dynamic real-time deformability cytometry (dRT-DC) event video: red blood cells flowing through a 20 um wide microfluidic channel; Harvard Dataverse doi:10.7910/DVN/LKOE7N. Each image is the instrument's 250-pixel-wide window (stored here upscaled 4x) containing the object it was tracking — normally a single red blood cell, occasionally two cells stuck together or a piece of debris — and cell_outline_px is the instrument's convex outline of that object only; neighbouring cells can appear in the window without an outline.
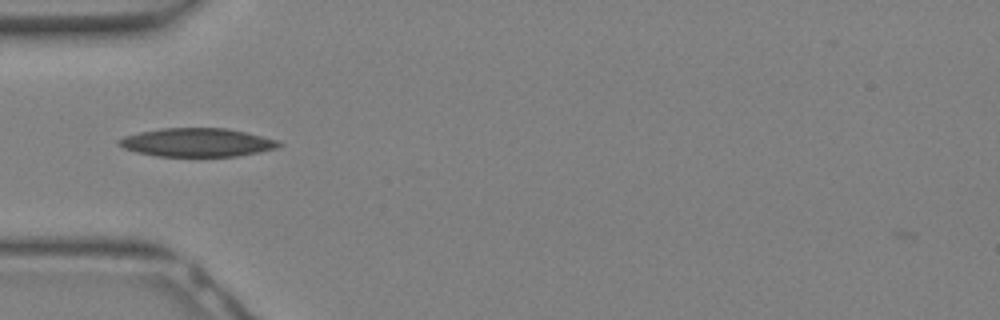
{"species": "Egyptian fruit bat (a non-hibernating species)", "species_latin": "Rousettus aegyptiacus", "temperature_condition": "warm", "stored_images_in_passage": 8, "camera_frame_rate_fps": 3000, "um_per_image_px": 0.085, "animal": {"sex": "female"}, "frame": {"image": 1, "passage_image": 1, "time_ms": 0.0, "image_size_px": [1000, 320], "cell_outline_px": [[284, 144], [280, 148], [260, 152], [236, 156], [156, 156], [136, 152], [124, 148], [116, 140], [124, 136], [140, 132], [160, 128], [228, 128], [280, 140]], "centroid_in_image_um": [16.81, 12.1], "position_along_channel_um": 68.2, "area_um2": 26.76}}
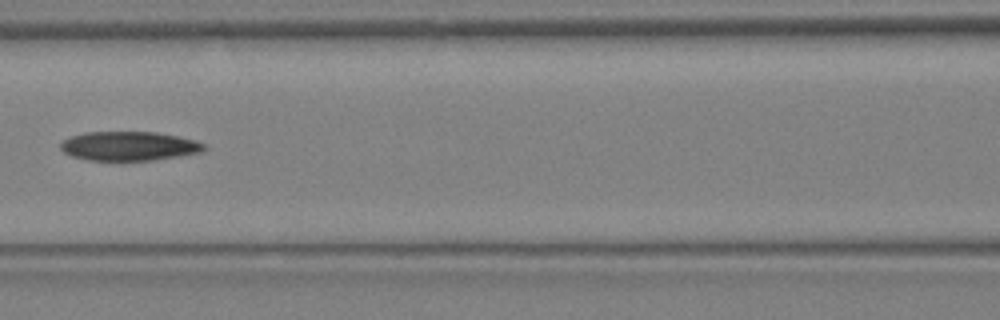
{"frame": {"image": 2, "passage_image": 5, "time_ms": 1.333, "image_size_px": [1000, 320], "cell_outline_px": [[208, 148], [200, 152], [152, 160], [88, 160], [72, 156], [64, 152], [60, 148], [60, 144], [64, 140], [72, 136], [84, 132], [156, 132], [180, 136], [196, 140], [208, 144]], "centroid_in_image_um": [11.01, 12.4], "position_along_channel_um": 155.6, "area_um2": 24.39}}
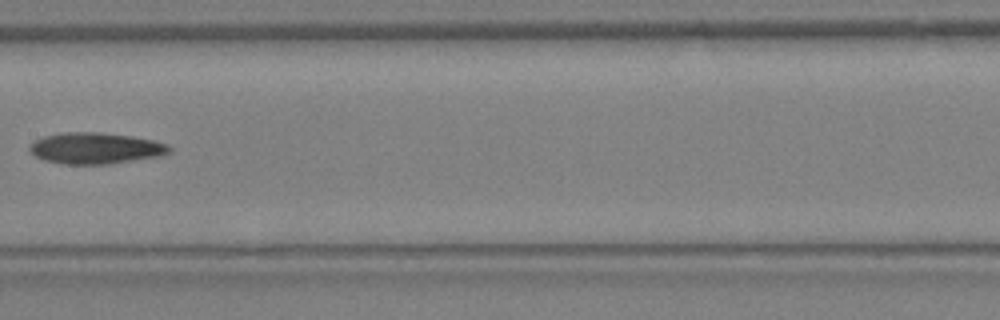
{"frame": {"image": 3, "passage_image": 7, "time_ms": 2.0, "image_size_px": [1000, 320], "cell_outline_px": [[172, 152], [164, 156], [108, 164], [68, 164], [44, 160], [36, 156], [28, 148], [36, 140], [44, 136], [60, 132], [100, 132], [132, 136], [152, 140], [168, 144], [172, 148]], "centroid_in_image_um": [8.19, 12.6], "position_along_channel_um": 199.2, "area_um2": 25.55}}